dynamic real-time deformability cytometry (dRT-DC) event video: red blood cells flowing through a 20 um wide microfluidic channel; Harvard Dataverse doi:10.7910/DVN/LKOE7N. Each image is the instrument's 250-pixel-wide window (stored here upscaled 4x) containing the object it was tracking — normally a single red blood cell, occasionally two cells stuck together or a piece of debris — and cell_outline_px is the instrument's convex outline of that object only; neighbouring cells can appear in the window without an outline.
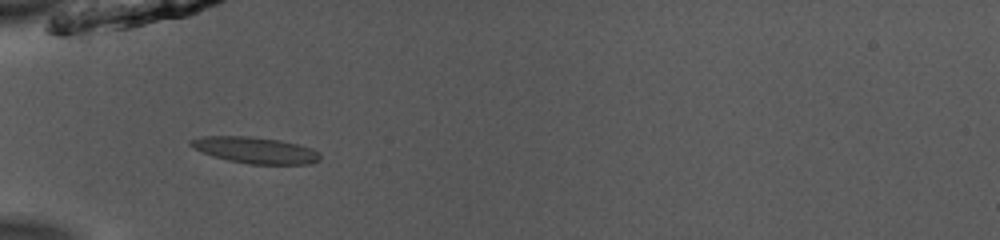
{"species": "common noctule bat (a hibernating species)", "species_latin": "Nyctalus noctula", "temperature_condition": "room temperature", "stored_images_in_passage": 36, "camera_frame_rate_fps": 3000, "um_per_image_px": 0.085, "animal": {"sex": "male", "body_mass_g": 13.0, "forearm_length_mm": 53.1}, "frame": {"image": 1, "passage_image": 2, "time_ms": 0.333, "image_size_px": [1000, 240], "cell_outline_px": [[320, 160], [308, 164], [248, 164], [228, 160], [212, 156], [188, 144], [188, 140], [204, 136], [252, 136], [280, 140], [312, 148], [320, 152]], "centroid_in_image_um": [21.71, 12.76], "position_along_channel_um": 63.3, "area_um2": 19.83}}
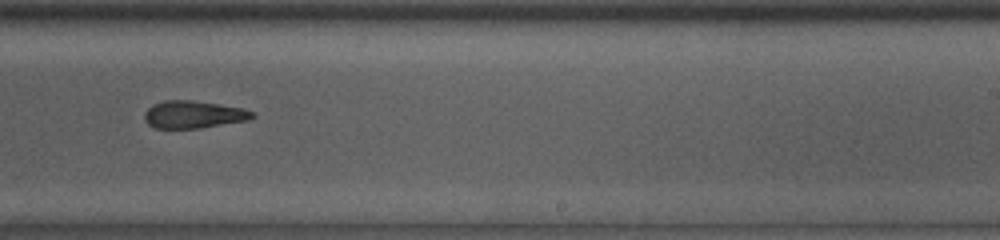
{"frame": {"image": 2, "passage_image": 18, "time_ms": 5.667, "image_size_px": [1000, 240], "cell_outline_px": [[256, 116], [248, 120], [200, 128], [152, 128], [144, 120], [144, 112], [152, 104], [164, 100], [192, 100], [244, 108], [256, 112]], "centroid_in_image_um": [16.44, 9.73], "position_along_channel_um": 272.6, "area_um2": 17.46}}
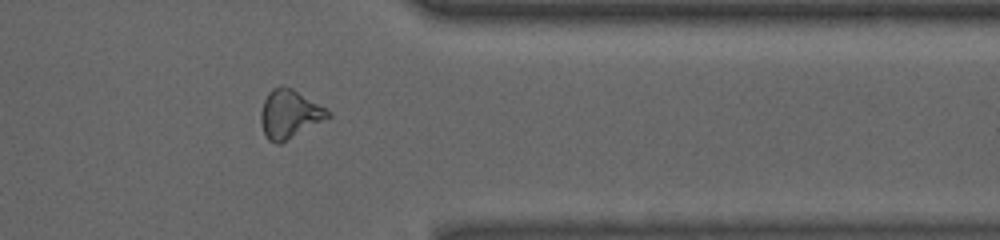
{"frame": {"image": 3, "passage_image": 27, "time_ms": 8.667, "image_size_px": [1000, 240], "cell_outline_px": [[332, 116], [280, 144], [276, 144], [268, 140], [264, 132], [260, 120], [260, 112], [264, 100], [268, 92], [272, 88], [280, 84], [284, 84], [292, 88], [328, 108], [332, 112]], "centroid_in_image_um": [24.62, 9.67], "position_along_channel_um": 386.8, "area_um2": 19.31}, "authors_computed_cell_mechanics": {"area_um2": 18.1492, "velocity_mm_per_s": 3.9731, "shape_relaxation_time_tau1_ms": null, "shape_relaxation_time_tau2_ms": 5.6916, "deformation_change_tau1": null, "deformation_change_tau2": 0.1749}}